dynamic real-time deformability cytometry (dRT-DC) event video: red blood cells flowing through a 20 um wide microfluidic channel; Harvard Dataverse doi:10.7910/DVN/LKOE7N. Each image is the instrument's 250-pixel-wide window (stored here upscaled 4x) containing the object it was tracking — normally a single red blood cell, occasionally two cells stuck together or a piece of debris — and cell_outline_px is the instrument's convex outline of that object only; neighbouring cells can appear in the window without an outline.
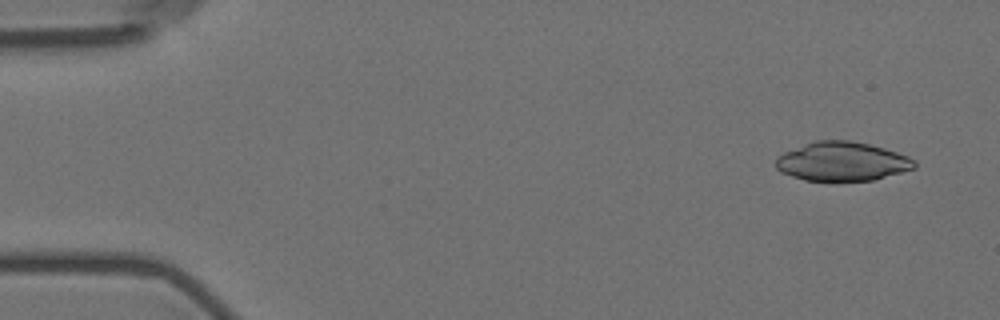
{"species": "Egyptian fruit bat (a non-hibernating species)", "species_latin": "Rousettus aegyptiacus", "temperature_condition": "room temperature", "stored_images_in_passage": 6, "camera_frame_rate_fps": 3000, "um_per_image_px": 0.085, "animal": {"sex": "female"}, "frame": {"image": 1, "passage_image": 1, "time_ms": 0.0, "image_size_px": [1000, 320], "cell_outline_px": [[916, 168], [872, 180], [804, 180], [780, 172], [776, 168], [776, 156], [784, 152], [816, 140], [848, 140], [868, 144], [884, 148], [908, 156], [916, 160]], "centroid_in_image_um": [71.58, 13.72], "position_along_channel_um": 13.4, "area_um2": 31.27}}